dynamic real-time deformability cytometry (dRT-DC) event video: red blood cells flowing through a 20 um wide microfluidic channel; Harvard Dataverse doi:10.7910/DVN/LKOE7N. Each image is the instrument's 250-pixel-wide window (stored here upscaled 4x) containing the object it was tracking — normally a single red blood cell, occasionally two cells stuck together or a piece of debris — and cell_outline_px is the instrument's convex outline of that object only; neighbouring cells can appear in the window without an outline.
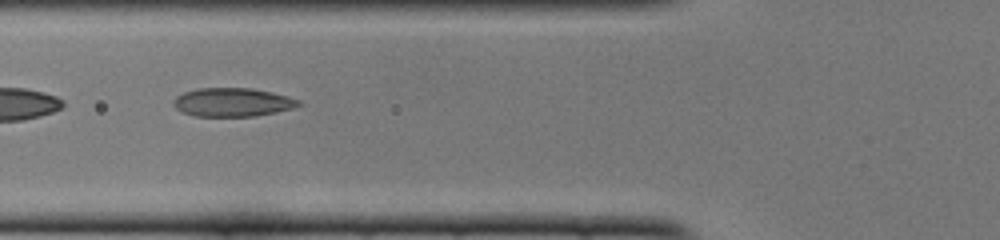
{"species": "common noctule bat (a hibernating species)", "species_latin": "Nyctalus noctula", "temperature_condition": "cold", "stored_images_in_passage": 21, "camera_frame_rate_fps": 3000, "um_per_image_px": 0.085, "animal": {"sex": "female", "body_mass_g": 22.0, "forearm_length_mm": 56.7}, "frame": {"image": 1, "passage_image": 4, "time_ms": 1.0, "image_size_px": [1000, 240], "cell_outline_px": [[304, 104], [292, 108], [276, 112], [256, 116], [196, 116], [184, 112], [176, 108], [172, 104], [172, 100], [176, 96], [184, 92], [196, 88], [252, 88], [272, 92], [288, 96], [300, 100]], "centroid_in_image_um": [19.78, 8.68], "position_along_channel_um": 106.0, "area_um2": 20.98}}
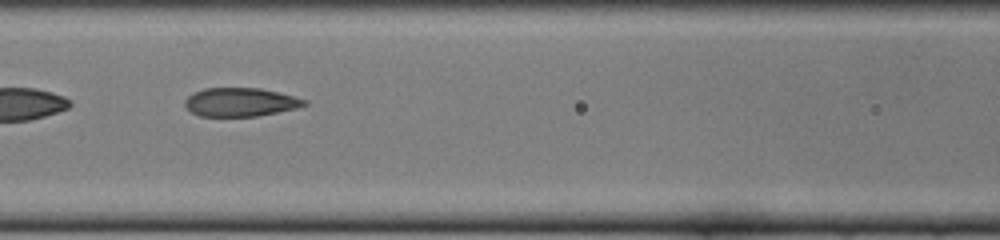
{"frame": {"image": 2, "passage_image": 7, "time_ms": 2.0, "image_size_px": [1000, 240], "cell_outline_px": [[308, 104], [296, 108], [256, 116], [200, 116], [192, 112], [184, 104], [184, 100], [188, 96], [204, 88], [260, 88], [308, 100]], "centroid_in_image_um": [20.42, 8.68], "position_along_channel_um": 146.2, "area_um2": 19.65}}
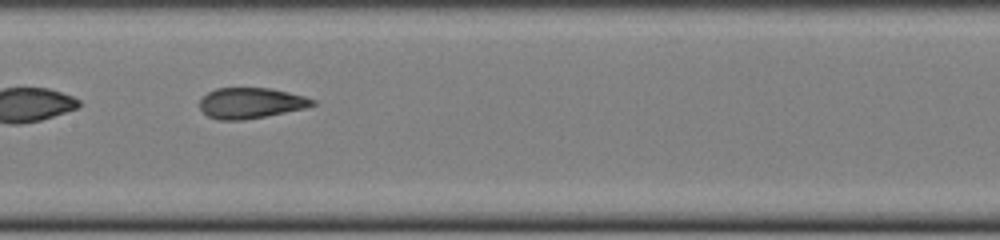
{"frame": {"image": 3, "passage_image": 10, "time_ms": 3.0, "image_size_px": [1000, 240], "cell_outline_px": [[316, 104], [304, 108], [244, 120], [220, 120], [208, 116], [200, 108], [200, 100], [208, 92], [216, 88], [272, 88], [304, 96], [316, 100]], "centroid_in_image_um": [21.31, 8.75], "position_along_channel_um": 186.1, "area_um2": 20.0}}